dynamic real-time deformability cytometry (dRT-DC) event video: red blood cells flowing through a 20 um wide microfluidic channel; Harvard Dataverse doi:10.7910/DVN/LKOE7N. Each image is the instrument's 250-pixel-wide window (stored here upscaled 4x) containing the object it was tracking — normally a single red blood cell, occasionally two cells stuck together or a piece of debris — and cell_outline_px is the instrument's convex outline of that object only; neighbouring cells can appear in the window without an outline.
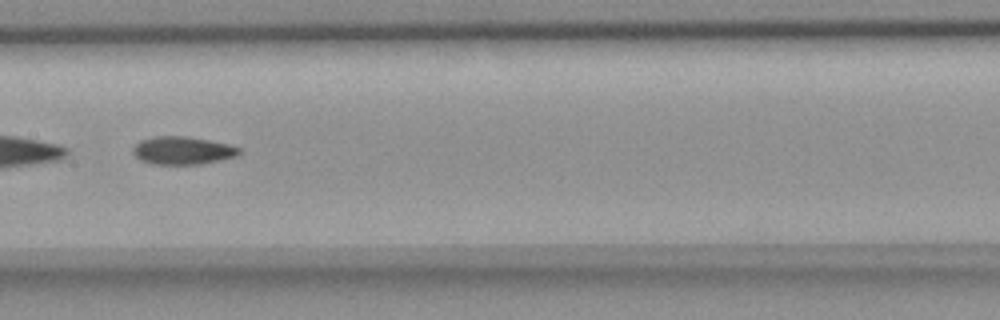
{"species": "common noctule bat (a hibernating species)", "species_latin": "Nyctalus noctula", "temperature_condition": "room temperature", "stored_images_in_passage": 51, "segment_of_instrument_passage": [2, 2], "camera_frame_rate_fps": 3000, "um_per_image_px": 0.085, "animal": {"sex": "female", "body_mass_g": 18.4}, "frame": {"image": 1, "passage_image": 28, "time_ms": 9.0, "image_size_px": [1000, 320], "cell_outline_px": [[240, 156], [224, 160], [200, 164], [152, 164], [140, 160], [132, 152], [132, 148], [140, 140], [156, 136], [188, 136], [228, 144], [240, 148]], "centroid_in_image_um": [15.54, 12.8], "position_along_channel_um": 191.9, "area_um2": 17.46}}
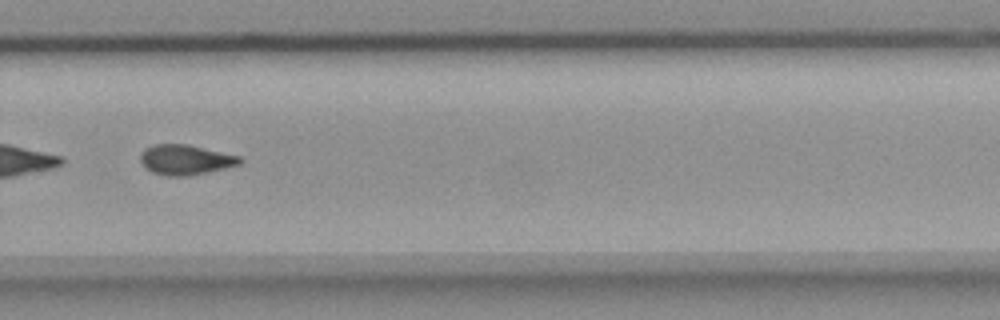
{"frame": {"image": 2, "passage_image": 38, "time_ms": 12.333, "image_size_px": [1000, 320], "cell_outline_px": [[244, 160], [240, 164], [208, 172], [188, 176], [168, 176], [152, 172], [140, 160], [140, 152], [144, 148], [152, 144], [188, 144], [240, 156]], "centroid_in_image_um": [15.77, 13.56], "position_along_channel_um": 314.0, "area_um2": 17.46}}